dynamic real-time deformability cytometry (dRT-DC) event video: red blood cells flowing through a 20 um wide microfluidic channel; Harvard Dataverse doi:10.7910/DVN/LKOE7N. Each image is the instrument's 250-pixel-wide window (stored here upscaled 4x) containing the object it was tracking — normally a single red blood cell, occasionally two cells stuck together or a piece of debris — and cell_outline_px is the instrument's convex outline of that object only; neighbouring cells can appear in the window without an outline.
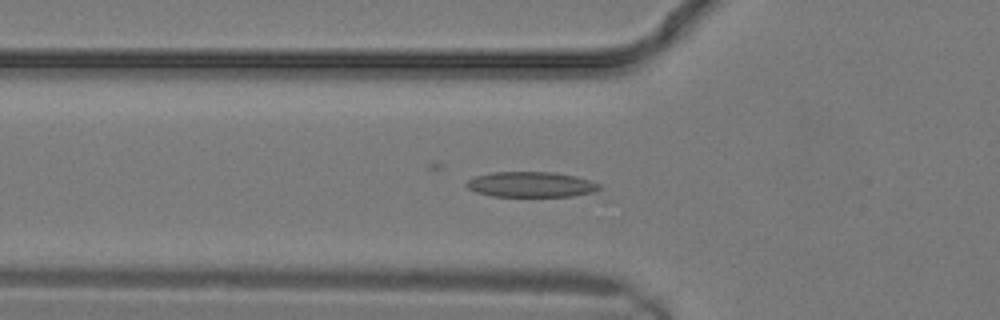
{"species": "common noctule bat (a hibernating species)", "species_latin": "Nyctalus noctula", "temperature_condition": "warm", "stored_images_in_passage": 16, "camera_frame_rate_fps": 3000, "um_per_image_px": 0.085, "animal": {"sex": "male", "body_mass_g": 19.2, "forearm_length_mm": 51.8}, "frame": {"image": 1, "passage_image": 9, "time_ms": 2.667, "image_size_px": [1000, 320], "cell_outline_px": [[600, 188], [596, 192], [572, 196], [492, 196], [476, 192], [468, 188], [464, 184], [468, 180], [476, 176], [492, 172], [552, 172], [576, 176], [592, 180], [600, 184]], "centroid_in_image_um": [45.16, 15.68], "position_along_channel_um": 80.6, "area_um2": 19.71}}
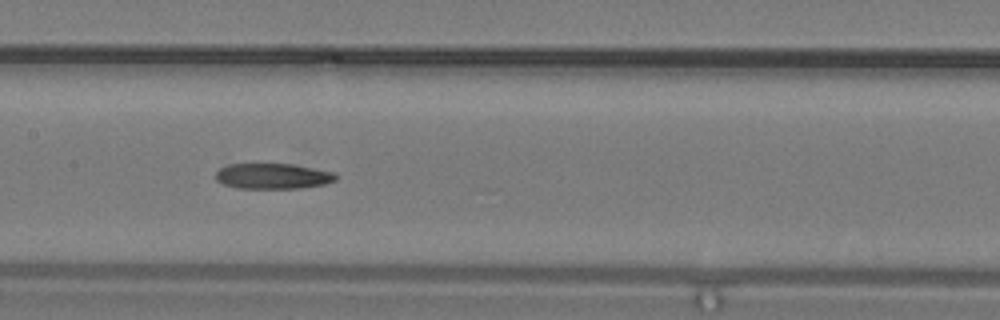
{"frame": {"image": 2, "passage_image": 13, "time_ms": 4.0, "image_size_px": [1000, 320], "cell_outline_px": [[340, 176], [336, 180], [324, 184], [296, 188], [236, 188], [224, 184], [216, 180], [216, 172], [220, 168], [228, 164], [292, 164], [336, 172]], "centroid_in_image_um": [23.22, 14.96], "position_along_channel_um": 184.2, "area_um2": 17.92}}
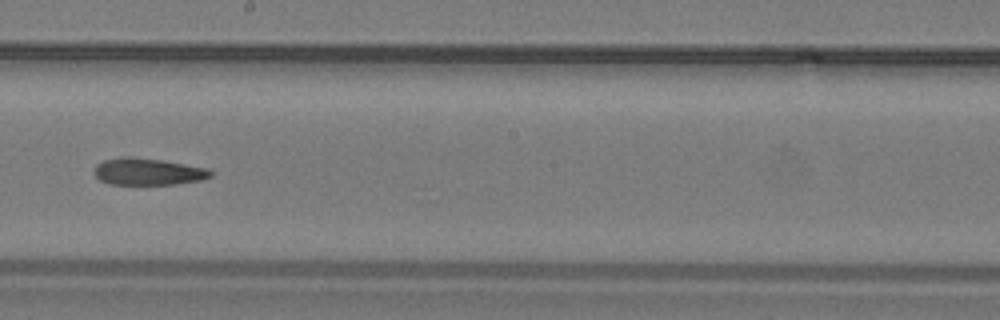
{"frame": {"image": 3, "passage_image": 15, "time_ms": 4.667, "image_size_px": [1000, 320], "cell_outline_px": [[212, 176], [200, 180], [176, 184], [108, 184], [100, 180], [92, 172], [96, 164], [104, 160], [120, 156], [132, 156], [164, 160], [208, 168], [212, 172]], "centroid_in_image_um": [12.54, 14.57], "position_along_channel_um": 235.7, "area_um2": 18.5}}